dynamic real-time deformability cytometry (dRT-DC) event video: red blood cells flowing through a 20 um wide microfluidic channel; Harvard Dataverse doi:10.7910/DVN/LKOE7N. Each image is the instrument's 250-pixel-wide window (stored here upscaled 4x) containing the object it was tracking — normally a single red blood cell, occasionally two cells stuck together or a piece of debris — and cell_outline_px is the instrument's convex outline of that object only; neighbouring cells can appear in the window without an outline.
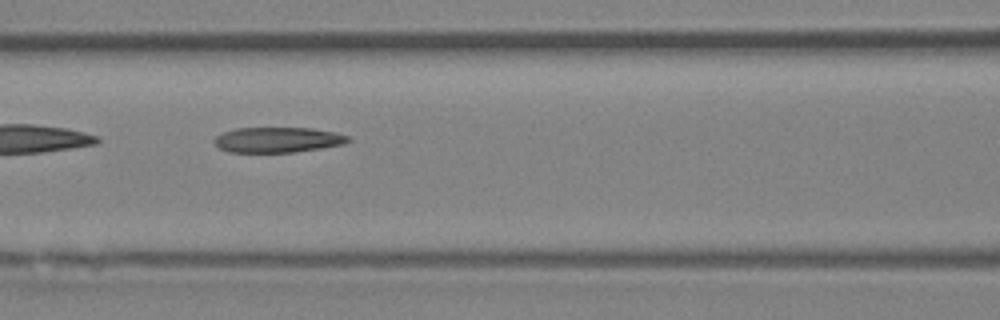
{"species": "Egyptian fruit bat (a non-hibernating species)", "species_latin": "Rousettus aegyptiacus", "temperature_condition": "room temperature", "stored_images_in_passage": 9, "camera_frame_rate_fps": 3000, "um_per_image_px": 0.085, "animal": {"sex": "female"}, "frame": {"image": 1, "passage_image": 6, "time_ms": 6.667, "image_size_px": [1000, 320], "cell_outline_px": [[352, 140], [344, 144], [296, 152], [228, 152], [220, 148], [212, 140], [216, 136], [224, 132], [236, 128], [312, 128], [336, 132], [348, 136]], "centroid_in_image_um": [23.62, 11.88], "position_along_channel_um": 143.0, "area_um2": 19.77}}
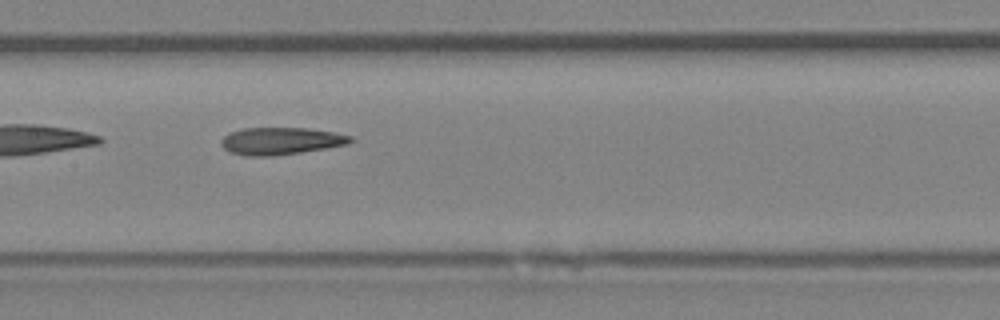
{"frame": {"image": 2, "passage_image": 7, "time_ms": 7.667, "image_size_px": [1000, 320], "cell_outline_px": [[352, 140], [348, 144], [300, 152], [272, 156], [244, 156], [228, 152], [220, 144], [220, 140], [224, 136], [232, 132], [244, 128], [308, 128], [332, 132], [352, 136]], "centroid_in_image_um": [23.82, 11.99], "position_along_channel_um": 183.6, "area_um2": 20.4}}